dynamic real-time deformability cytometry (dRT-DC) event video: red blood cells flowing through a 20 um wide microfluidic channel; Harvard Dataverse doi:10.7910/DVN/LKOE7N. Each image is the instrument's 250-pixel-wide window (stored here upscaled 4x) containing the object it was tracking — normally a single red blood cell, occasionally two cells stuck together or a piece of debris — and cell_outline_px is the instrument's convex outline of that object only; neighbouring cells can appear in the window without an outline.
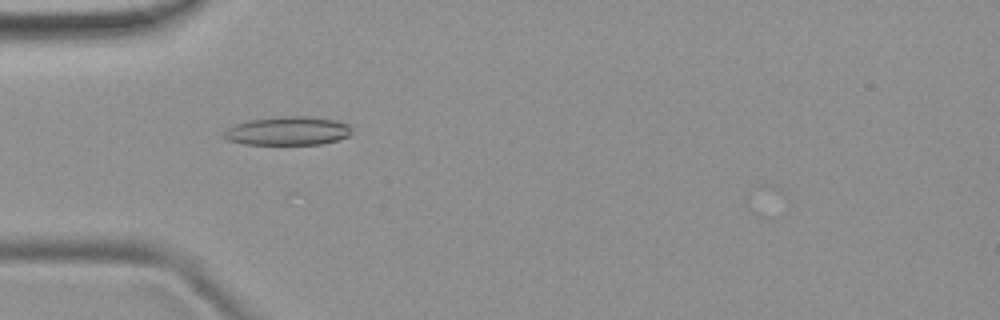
{"species": "common noctule bat (a hibernating species)", "species_latin": "Nyctalus noctula", "temperature_condition": "room temperature", "stored_images_in_passage": 29, "camera_frame_rate_fps": 3000, "um_per_image_px": 0.085, "animal": {"sex": "female", "body_mass_g": 19.9}, "frame": {"image": 1, "passage_image": 13, "time_ms": 4.0, "image_size_px": [1000, 320], "cell_outline_px": [[352, 132], [348, 136], [336, 140], [320, 144], [244, 144], [228, 140], [224, 136], [224, 132], [228, 128], [236, 124], [248, 120], [284, 116], [304, 116], [336, 120], [352, 124]], "centroid_in_image_um": [24.51, 11.12], "position_along_channel_um": 60.5, "area_um2": 21.27}}
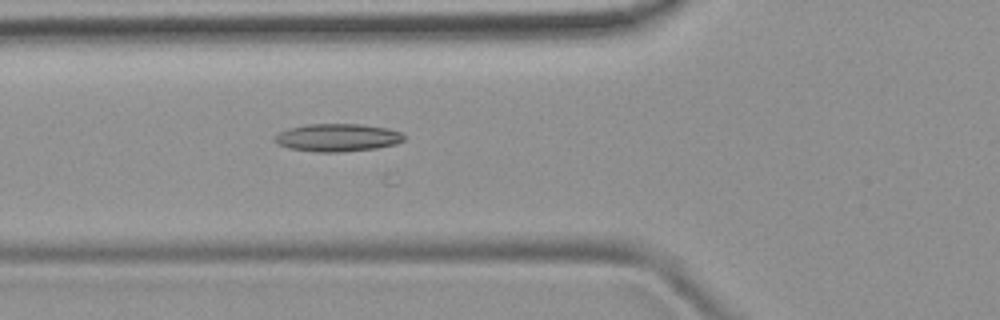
{"frame": {"image": 2, "passage_image": 16, "time_ms": 5.0, "image_size_px": [1000, 320], "cell_outline_px": [[404, 140], [396, 144], [376, 148], [340, 152], [316, 152], [288, 148], [276, 144], [272, 140], [280, 132], [288, 128], [308, 124], [360, 124], [388, 128], [400, 132], [404, 136]], "centroid_in_image_um": [28.66, 11.7], "position_along_channel_um": 97.1, "area_um2": 20.98}}